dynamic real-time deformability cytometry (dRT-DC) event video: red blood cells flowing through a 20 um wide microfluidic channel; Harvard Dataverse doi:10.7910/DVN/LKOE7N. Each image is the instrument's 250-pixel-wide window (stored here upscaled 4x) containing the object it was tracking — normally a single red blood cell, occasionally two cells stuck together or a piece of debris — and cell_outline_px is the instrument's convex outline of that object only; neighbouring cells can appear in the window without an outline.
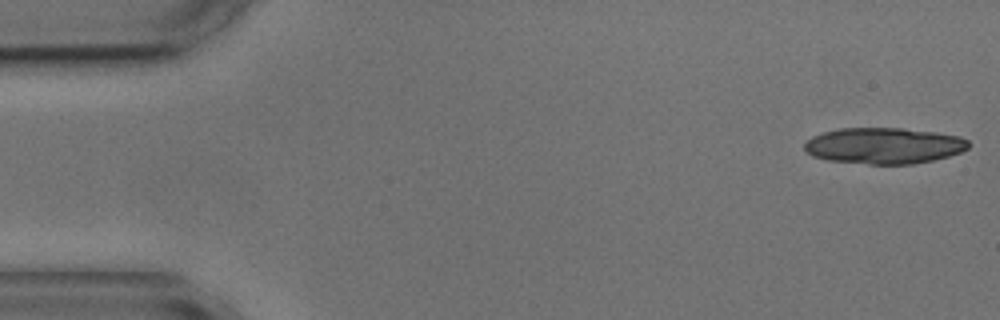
{"species": "common noctule bat (a hibernating species)", "species_latin": "Nyctalus noctula", "temperature_condition": "cold", "stored_images_in_passage": 4, "camera_frame_rate_fps": 3000, "um_per_image_px": 0.085, "animal": {"sex": "male", "body_mass_g": 17.9, "forearm_length_mm": 54.2}, "frame": {"image": 1, "passage_image": 1, "time_ms": 0.0, "image_size_px": [1000, 320], "cell_outline_px": [[968, 148], [960, 152], [948, 156], [932, 160], [912, 164], [868, 164], [828, 160], [812, 156], [804, 148], [804, 144], [812, 136], [824, 132], [840, 128], [904, 128], [936, 132], [960, 136], [968, 140]], "centroid_in_image_um": [75.13, 12.38], "position_along_channel_um": 9.9, "area_um2": 34.51}}